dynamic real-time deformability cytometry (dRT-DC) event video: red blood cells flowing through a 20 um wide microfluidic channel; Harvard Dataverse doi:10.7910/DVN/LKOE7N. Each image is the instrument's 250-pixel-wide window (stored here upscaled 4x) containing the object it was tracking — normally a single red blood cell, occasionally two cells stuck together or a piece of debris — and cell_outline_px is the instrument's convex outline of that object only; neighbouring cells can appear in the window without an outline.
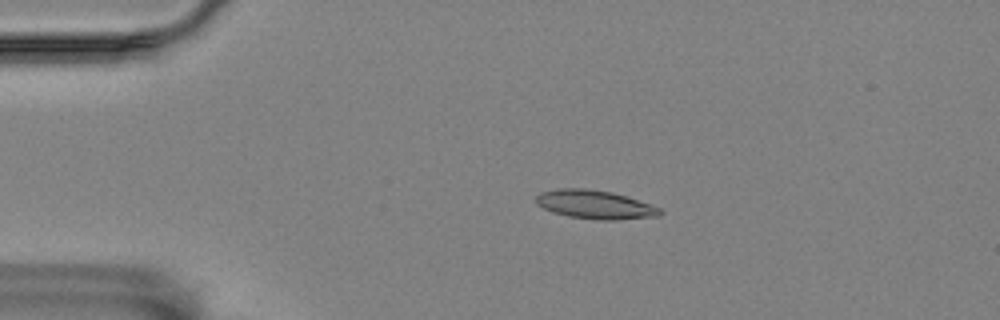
{"species": "Egyptian fruit bat (a non-hibernating species)", "species_latin": "Rousettus aegyptiacus", "temperature_condition": "room temperature", "stored_images_in_passage": 4, "camera_frame_rate_fps": 3000, "um_per_image_px": 0.085, "animal": {"sex": "female"}, "frame": {"image": 1, "passage_image": 2, "time_ms": 2.0, "image_size_px": [1000, 320], "cell_outline_px": [[664, 212], [660, 216], [612, 220], [596, 220], [568, 216], [552, 212], [536, 204], [536, 196], [540, 192], [556, 188], [584, 188], [612, 192], [660, 208]], "centroid_in_image_um": [50.53, 17.39], "position_along_channel_um": 34.5, "area_um2": 20.63}}
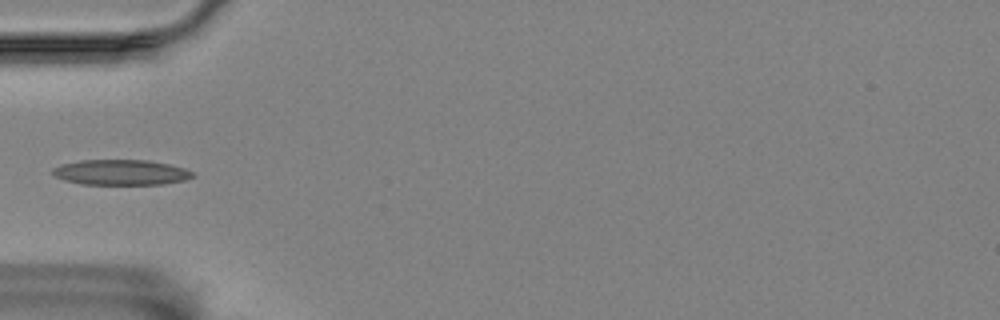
{"frame": {"image": 2, "passage_image": 4, "time_ms": 4.333, "image_size_px": [1000, 320], "cell_outline_px": [[196, 176], [184, 180], [164, 184], [80, 184], [64, 180], [56, 176], [52, 172], [52, 168], [64, 164], [80, 160], [148, 160], [168, 164], [184, 168], [196, 172]], "centroid_in_image_um": [10.32, 14.65], "position_along_channel_um": 74.7, "area_um2": 20.69}}